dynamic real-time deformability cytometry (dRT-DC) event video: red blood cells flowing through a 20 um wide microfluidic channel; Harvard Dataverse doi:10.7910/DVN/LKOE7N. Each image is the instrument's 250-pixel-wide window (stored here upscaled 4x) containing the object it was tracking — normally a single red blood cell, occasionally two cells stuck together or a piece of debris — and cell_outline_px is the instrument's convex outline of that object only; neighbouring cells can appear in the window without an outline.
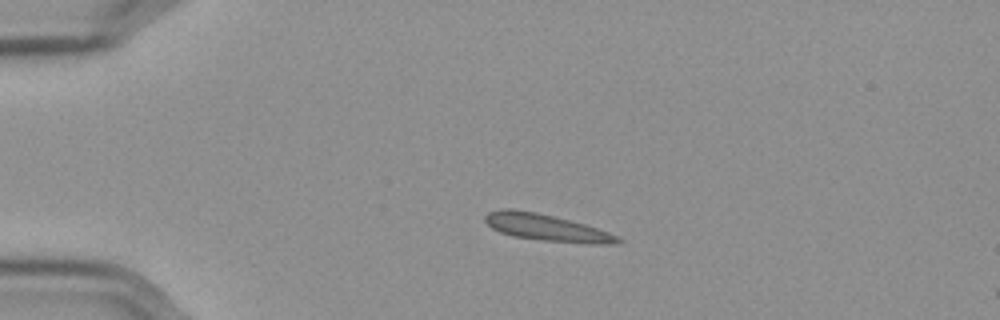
{"species": "Egyptian fruit bat (a non-hibernating species)", "species_latin": "Rousettus aegyptiacus", "temperature_condition": "cold", "stored_images_in_passage": 45, "camera_frame_rate_fps": 3000, "um_per_image_px": 0.085, "frame": {"image": 1, "passage_image": 1, "time_ms": 0.0, "image_size_px": [1000, 320], "cell_outline_px": [[624, 240], [620, 244], [588, 244], [540, 240], [512, 236], [500, 232], [492, 228], [484, 220], [484, 216], [488, 212], [504, 208], [512, 208], [536, 212], [584, 224], [608, 232]], "centroid_in_image_um": [46.45, 19.36], "position_along_channel_um": 38.6, "area_um2": 20.69}}
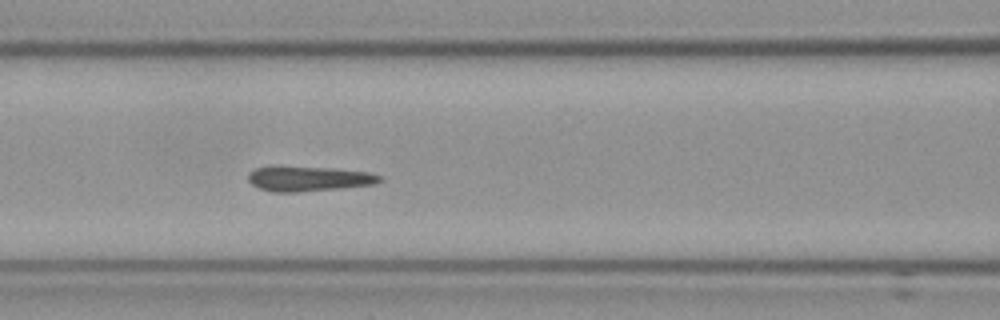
{"frame": {"image": 2, "passage_image": 13, "time_ms": 4.0, "image_size_px": [1000, 320], "cell_outline_px": [[384, 180], [372, 184], [340, 188], [296, 192], [272, 192], [260, 188], [252, 184], [248, 180], [248, 172], [256, 168], [276, 164], [332, 168], [368, 172], [384, 176]], "centroid_in_image_um": [26.19, 15.15], "position_along_channel_um": 140.4, "area_um2": 19.65}}
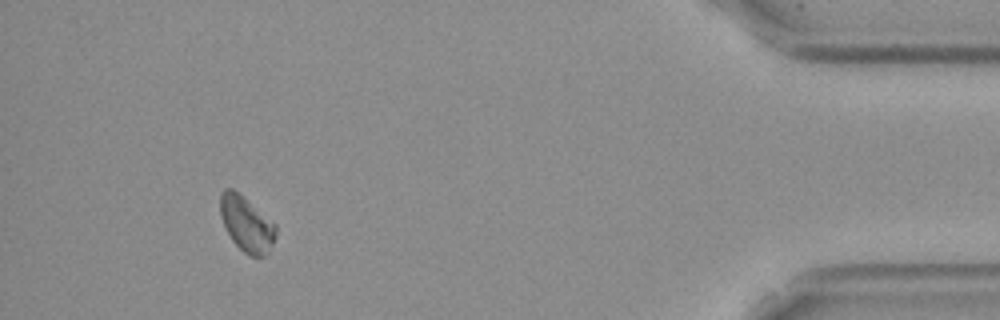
{"frame": {"image": 3, "passage_image": 41, "time_ms": 13.333, "image_size_px": [1000, 320], "cell_outline_px": [[276, 236], [268, 252], [264, 256], [248, 256], [232, 240], [220, 216], [220, 192], [224, 188], [232, 188], [244, 196], [276, 224]], "centroid_in_image_um": [20.95, 19.01], "position_along_channel_um": 414.2, "area_um2": 17.92}}